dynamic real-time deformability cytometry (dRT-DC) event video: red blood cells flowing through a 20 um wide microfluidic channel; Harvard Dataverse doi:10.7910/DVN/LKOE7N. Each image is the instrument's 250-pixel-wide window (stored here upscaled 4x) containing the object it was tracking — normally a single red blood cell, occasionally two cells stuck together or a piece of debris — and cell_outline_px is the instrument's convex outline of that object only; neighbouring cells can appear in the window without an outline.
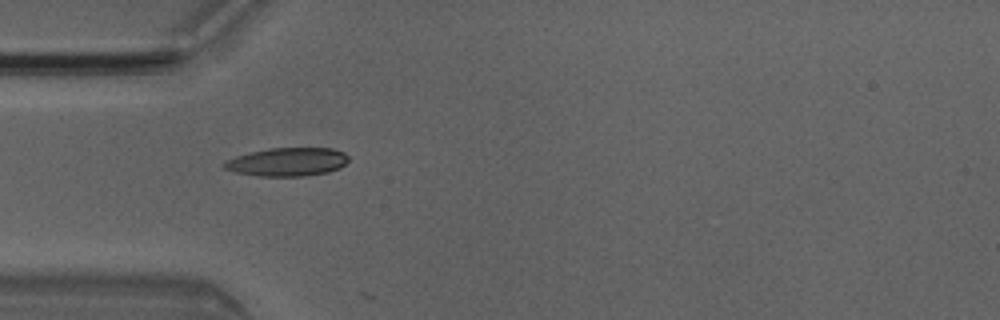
{"species": "Egyptian fruit bat (a non-hibernating species)", "species_latin": "Rousettus aegyptiacus", "temperature_condition": "room temperature", "stored_images_in_passage": 3, "camera_frame_rate_fps": 3000, "um_per_image_px": 0.085, "animal": {"sex": "male"}, "frame": {"image": 1, "passage_image": 3, "time_ms": 0.667, "image_size_px": [1000, 320], "cell_outline_px": [[348, 160], [340, 168], [328, 172], [304, 176], [260, 176], [232, 172], [224, 168], [220, 164], [236, 156], [268, 148], [332, 148], [344, 152], [348, 156]], "centroid_in_image_um": [24.42, 13.76], "position_along_channel_um": 60.6, "area_um2": 20.63}}